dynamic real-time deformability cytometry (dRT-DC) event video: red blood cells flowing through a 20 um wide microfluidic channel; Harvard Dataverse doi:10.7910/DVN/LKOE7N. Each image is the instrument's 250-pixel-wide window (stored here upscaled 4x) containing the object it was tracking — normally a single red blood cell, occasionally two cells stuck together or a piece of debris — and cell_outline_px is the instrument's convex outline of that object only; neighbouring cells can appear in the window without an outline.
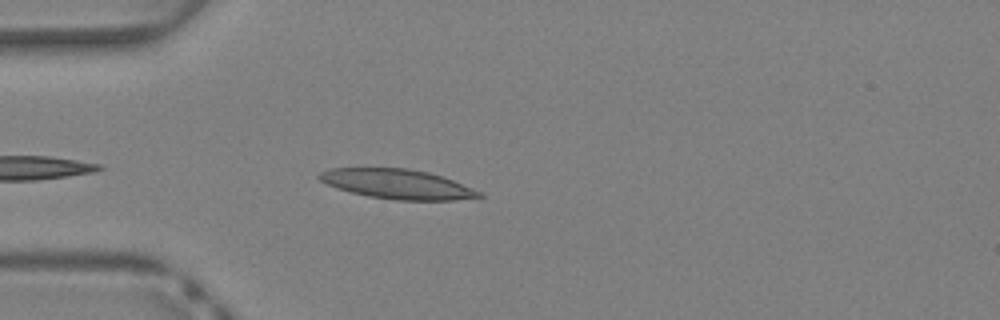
{"species": "Egyptian fruit bat (a non-hibernating species)", "species_latin": "Rousettus aegyptiacus", "temperature_condition": "warm", "stored_images_in_passage": 29, "camera_frame_rate_fps": 3000, "um_per_image_px": 0.085, "animal": {"sex": "female"}, "frame": {"image": 1, "passage_image": 2, "time_ms": 0.333, "image_size_px": [1000, 320], "cell_outline_px": [[484, 196], [452, 200], [396, 200], [368, 196], [336, 188], [320, 180], [316, 176], [320, 172], [332, 168], [408, 168], [428, 172], [444, 176], [472, 188], [480, 192]], "centroid_in_image_um": [33.76, 15.64], "position_along_channel_um": 51.2, "area_um2": 27.46}}
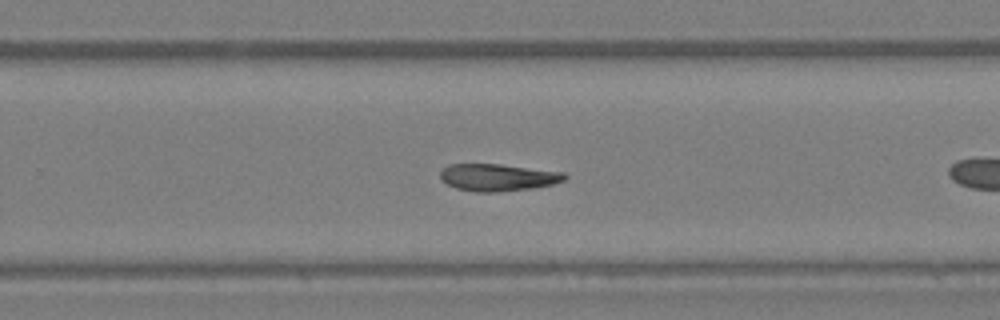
{"frame": {"image": 2, "passage_image": 14, "time_ms": 4.333, "image_size_px": [1000, 320], "cell_outline_px": [[568, 176], [564, 180], [552, 184], [536, 188], [496, 192], [476, 192], [456, 188], [440, 180], [440, 172], [448, 164], [500, 164], [564, 172]], "centroid_in_image_um": [42.32, 15.08], "position_along_channel_um": 287.5, "area_um2": 19.77}}
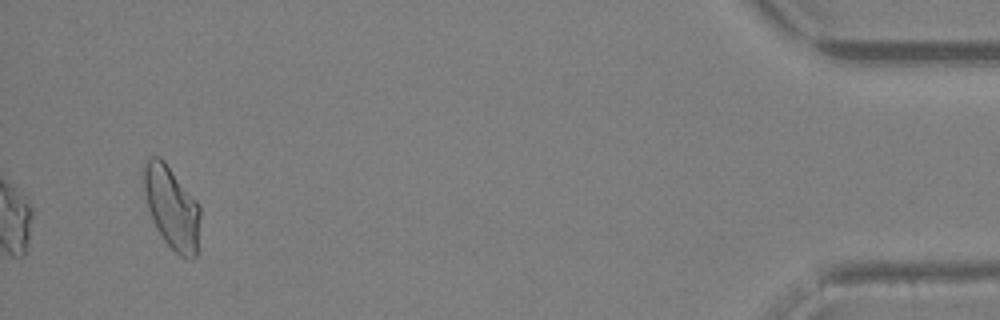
{"frame": {"image": 3, "passage_image": 29, "time_ms": 9.333, "image_size_px": [1000, 320], "cell_outline_px": [[200, 216], [196, 256], [192, 260], [180, 256], [164, 240], [156, 228], [148, 208], [144, 192], [140, 172], [148, 156], [160, 156], [164, 160], [200, 204]], "centroid_in_image_um": [14.57, 17.58], "position_along_channel_um": 420.6, "area_um2": 27.57}}